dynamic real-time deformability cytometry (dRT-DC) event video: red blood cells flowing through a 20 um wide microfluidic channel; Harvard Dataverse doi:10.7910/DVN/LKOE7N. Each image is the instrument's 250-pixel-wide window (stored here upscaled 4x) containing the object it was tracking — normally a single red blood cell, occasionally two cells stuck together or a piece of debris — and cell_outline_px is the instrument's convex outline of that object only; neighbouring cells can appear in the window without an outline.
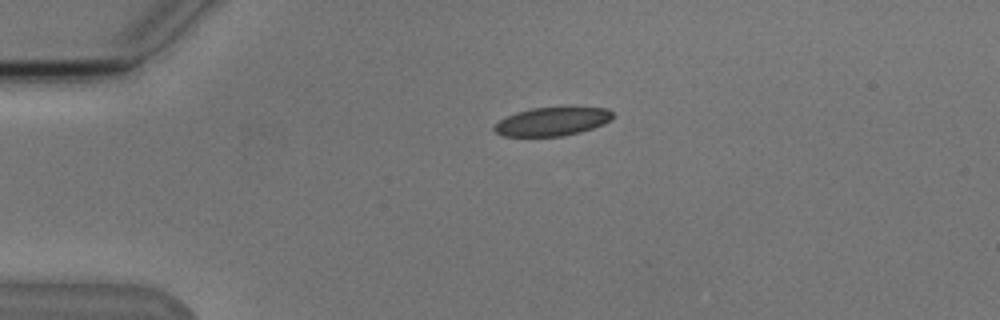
{"species": "Egyptian fruit bat (a non-hibernating species)", "species_latin": "Rousettus aegyptiacus", "temperature_condition": "cold", "stored_images_in_passage": 3, "camera_frame_rate_fps": 3000, "um_per_image_px": 0.085, "animal": {"sex": "male"}, "frame": {"image": 1, "passage_image": 1, "time_ms": 0.0, "image_size_px": [1000, 320], "cell_outline_px": [[612, 120], [604, 124], [580, 132], [560, 136], [500, 136], [492, 128], [500, 120], [516, 112], [532, 108], [564, 104], [608, 108], [612, 112]], "centroid_in_image_um": [47.0, 10.27], "position_along_channel_um": 38.0, "area_um2": 20.52}}